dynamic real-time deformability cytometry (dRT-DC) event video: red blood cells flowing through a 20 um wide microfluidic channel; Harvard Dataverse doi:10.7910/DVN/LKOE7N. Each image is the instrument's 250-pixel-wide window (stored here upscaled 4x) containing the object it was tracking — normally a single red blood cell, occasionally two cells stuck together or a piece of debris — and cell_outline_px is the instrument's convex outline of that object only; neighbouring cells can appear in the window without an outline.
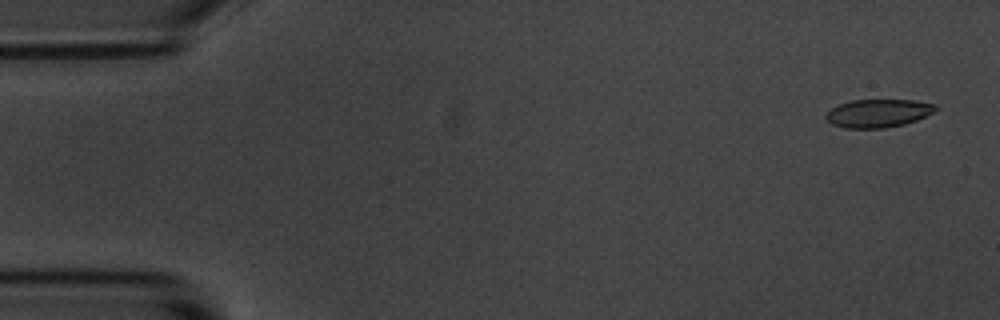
{"species": "common noctule bat (a hibernating species)", "species_latin": "Nyctalus noctula", "temperature_condition": "room temperature", "stored_images_in_passage": 5, "camera_frame_rate_fps": 3000, "um_per_image_px": 0.085, "animal": {"sex": "male", "body_mass_g": 20.1, "forearm_length_mm": 53.5}, "frame": {"image": 1, "passage_image": 1, "time_ms": 0.0, "image_size_px": [1000, 320], "cell_outline_px": [[940, 108], [916, 120], [904, 124], [884, 128], [844, 128], [832, 124], [824, 116], [832, 108], [840, 104], [852, 100], [916, 100], [936, 104]], "centroid_in_image_um": [74.66, 9.62], "position_along_channel_um": 10.3, "area_um2": 17.92}}
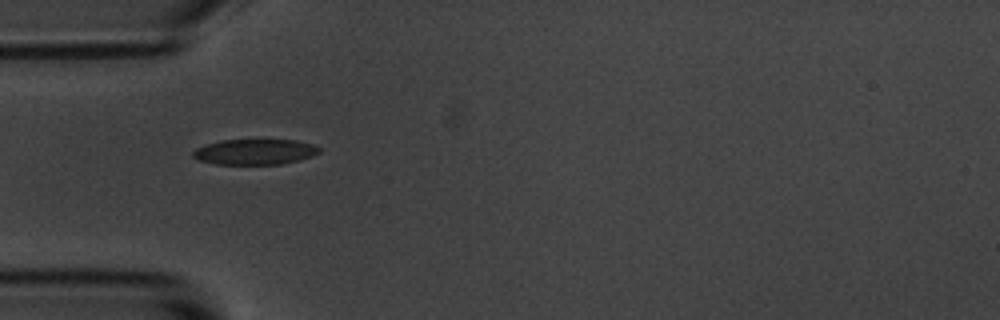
{"frame": {"image": 2, "passage_image": 5, "time_ms": 4.667, "image_size_px": [1000, 320], "cell_outline_px": [[320, 152], [312, 156], [300, 160], [280, 164], [216, 164], [200, 160], [192, 156], [192, 152], [196, 148], [204, 144], [220, 140], [296, 140], [312, 144], [320, 148]], "centroid_in_image_um": [21.65, 12.9], "position_along_channel_um": 63.3, "area_um2": 18.79}}